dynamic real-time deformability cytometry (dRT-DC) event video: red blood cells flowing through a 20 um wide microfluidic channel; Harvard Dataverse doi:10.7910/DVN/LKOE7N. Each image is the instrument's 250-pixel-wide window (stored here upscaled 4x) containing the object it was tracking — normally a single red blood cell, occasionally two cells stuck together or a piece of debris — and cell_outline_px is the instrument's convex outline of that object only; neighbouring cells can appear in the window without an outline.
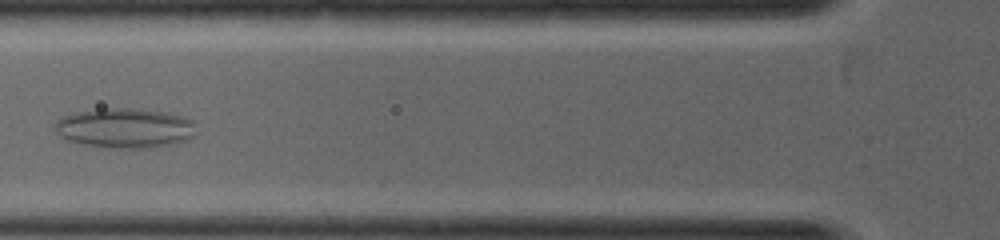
{"species": "common noctule bat (a hibernating species)", "species_latin": "Nyctalus noctula", "temperature_condition": "warm", "stored_images_in_passage": 32, "camera_frame_rate_fps": 5000, "um_per_image_px": 0.085, "animal": {"sex": "female", "body_mass_g": 19.0, "forearm_length_mm": 53.3}, "frame": {"image": 1, "passage_image": 12, "time_ms": 2.2, "image_size_px": [1000, 240], "cell_outline_px": [[196, 136], [188, 140], [172, 144], [140, 148], [128, 148], [84, 144], [64, 140], [56, 132], [56, 120], [60, 116], [72, 112], [116, 108], [128, 108], [164, 112], [184, 116], [192, 120]], "centroid_in_image_um": [10.61, 10.88], "position_along_channel_um": 115.2, "area_um2": 32.54}}
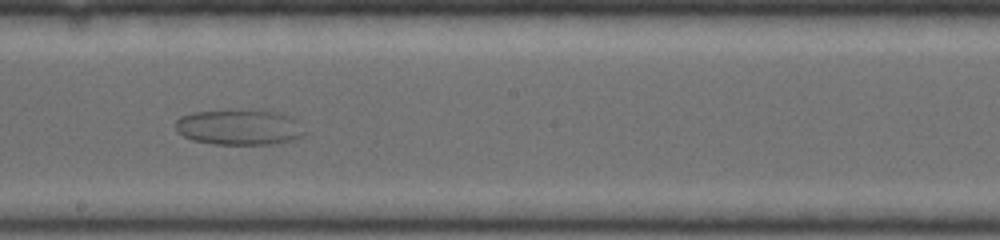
{"frame": {"image": 2, "passage_image": 19, "time_ms": 3.6, "image_size_px": [1000, 240], "cell_outline_px": [[308, 132], [304, 136], [296, 140], [272, 144], [212, 144], [192, 140], [176, 132], [176, 120], [180, 116], [192, 112], [264, 108], [288, 116], [296, 120]], "centroid_in_image_um": [20.38, 10.8], "position_along_channel_um": 227.8, "area_um2": 27.46}}
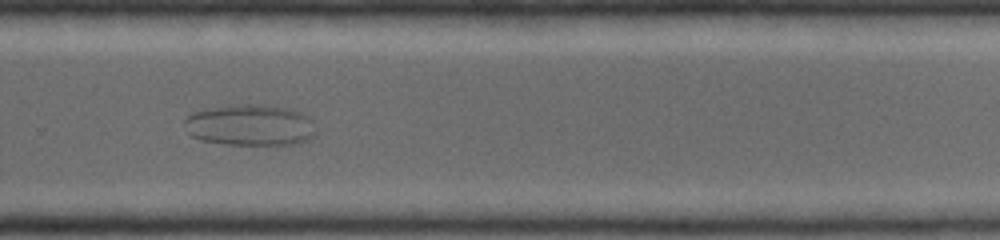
{"frame": {"image": 3, "passage_image": 24, "time_ms": 4.6, "image_size_px": [1000, 240], "cell_outline_px": [[316, 136], [308, 140], [296, 144], [224, 144], [200, 140], [192, 136], [188, 132], [184, 124], [184, 120], [188, 116], [196, 112], [212, 108], [236, 104], [268, 104], [288, 108], [300, 112], [308, 116], [312, 120], [316, 132]], "centroid_in_image_um": [21.31, 10.63], "position_along_channel_um": 308.5, "area_um2": 31.73}}